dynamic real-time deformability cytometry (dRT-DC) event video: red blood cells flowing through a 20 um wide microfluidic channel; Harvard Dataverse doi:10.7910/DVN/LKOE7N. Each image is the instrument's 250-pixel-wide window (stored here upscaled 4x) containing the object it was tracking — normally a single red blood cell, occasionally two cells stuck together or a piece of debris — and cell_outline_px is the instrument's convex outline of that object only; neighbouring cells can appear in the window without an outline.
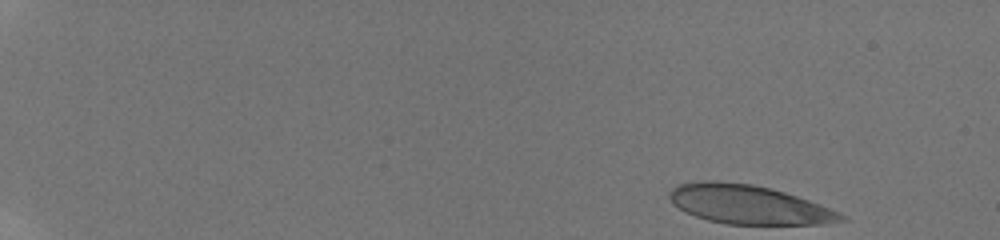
{"species": "human", "species_latin": "Homo sapiens", "temperature_condition": "room temperature", "stored_images_in_passage": 40, "camera_frame_rate_fps": 3000, "um_per_image_px": 0.085, "donor": {"sex": "male"}, "frame": {"image": 1, "passage_image": 1, "time_ms": 0.0, "image_size_px": [1000, 240], "cell_outline_px": [[848, 220], [820, 224], [728, 224], [708, 220], [684, 212], [672, 204], [668, 196], [668, 192], [672, 188], [680, 184], [704, 180], [712, 180], [752, 184], [772, 188], [820, 204], [840, 212], [848, 216]], "centroid_in_image_um": [63.63, 17.38], "position_along_channel_um": 21.4, "area_um2": 39.07}}
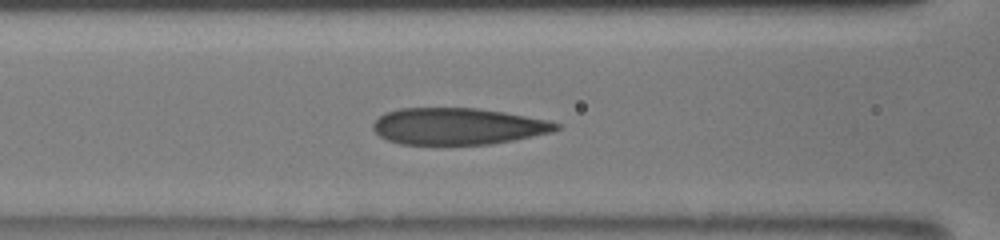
{"frame": {"image": 2, "passage_image": 20, "time_ms": 7.0, "image_size_px": [1000, 240], "cell_outline_px": [[560, 128], [552, 132], [492, 144], [400, 144], [388, 140], [380, 136], [372, 128], [372, 124], [384, 112], [400, 108], [476, 108], [504, 112], [548, 120], [560, 124]], "centroid_in_image_um": [38.9, 10.73], "position_along_channel_um": 127.7, "area_um2": 39.02}}
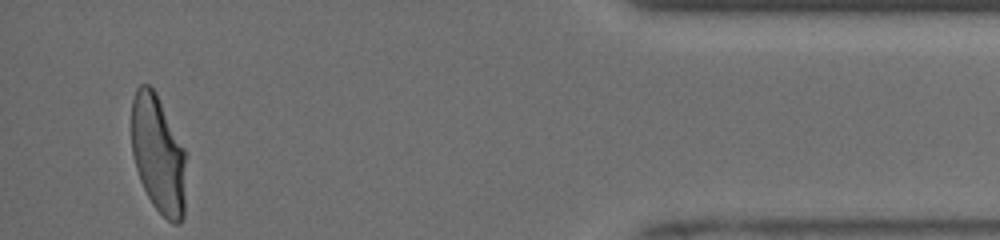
{"frame": {"image": 3, "passage_image": 38, "time_ms": 15.667, "image_size_px": [1000, 240], "cell_outline_px": [[184, 216], [180, 224], [172, 224], [152, 204], [140, 180], [136, 168], [132, 152], [132, 100], [136, 88], [140, 84], [148, 84], [156, 92], [184, 148]], "centroid_in_image_um": [13.43, 13.11], "position_along_channel_um": 421.8, "area_um2": 37.11}, "authors_computed_cell_mechanics": {"area_um2": 39.7664, "velocity_mm_per_s": 3.9514, "shape_relaxation_time_tau1_ms": 3.7811, "shape_relaxation_time_tau2_ms": 0.9803, "deformation_change_tau1": 0.1647, "deformation_change_tau2": 0.0721}}